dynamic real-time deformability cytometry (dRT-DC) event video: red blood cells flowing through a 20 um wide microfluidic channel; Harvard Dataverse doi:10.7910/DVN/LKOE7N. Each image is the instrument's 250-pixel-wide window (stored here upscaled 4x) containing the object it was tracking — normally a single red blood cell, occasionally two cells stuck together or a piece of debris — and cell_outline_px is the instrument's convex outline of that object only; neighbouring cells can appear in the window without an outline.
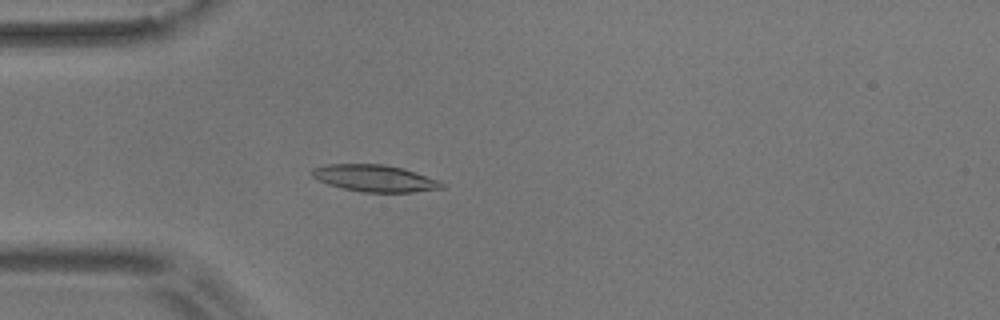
{"species": "common noctule bat (a hibernating species)", "species_latin": "Nyctalus noctula", "temperature_condition": "room temperature", "stored_images_in_passage": 56, "camera_frame_rate_fps": 3000, "um_per_image_px": 0.085, "animal": {"sex": "male", "body_mass_g": 17.9}, "frame": {"image": 1, "passage_image": 16, "time_ms": 5.0, "image_size_px": [1000, 320], "cell_outline_px": [[448, 184], [444, 188], [412, 192], [360, 192], [328, 184], [312, 176], [308, 172], [312, 168], [328, 164], [384, 164], [404, 168], [440, 180]], "centroid_in_image_um": [31.9, 15.15], "position_along_channel_um": 53.1, "area_um2": 20.52}}
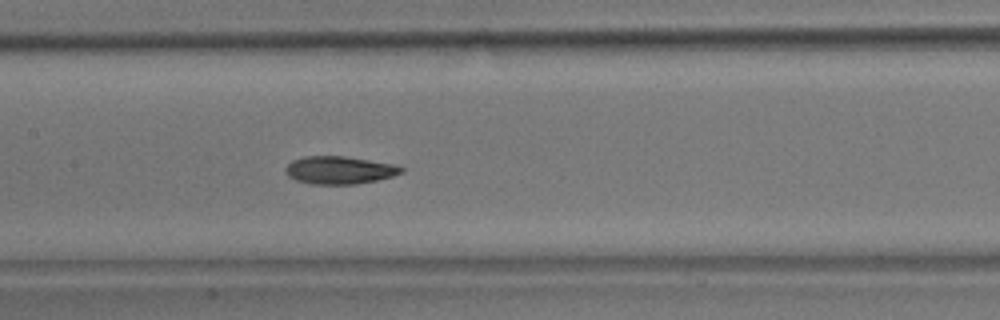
{"frame": {"image": 2, "passage_image": 27, "time_ms": 8.667, "image_size_px": [1000, 320], "cell_outline_px": [[404, 172], [392, 176], [376, 180], [356, 184], [312, 184], [296, 180], [288, 176], [284, 172], [284, 168], [292, 160], [304, 156], [344, 156], [392, 164], [404, 168]], "centroid_in_image_um": [28.81, 14.46], "position_along_channel_um": 178.6, "area_um2": 18.67}}
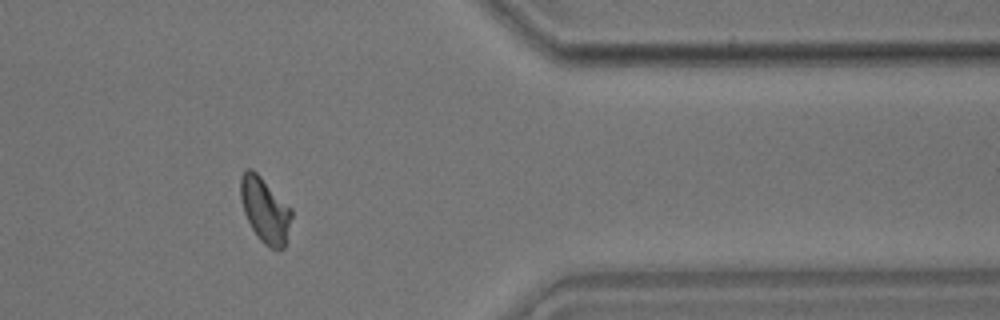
{"frame": {"image": 3, "passage_image": 46, "time_ms": 15.0, "image_size_px": [1000, 320], "cell_outline_px": [[292, 216], [284, 248], [272, 248], [264, 244], [260, 240], [252, 228], [244, 212], [240, 196], [240, 176], [248, 168], [252, 168], [292, 208]], "centroid_in_image_um": [22.52, 17.83], "position_along_channel_um": 388.9, "area_um2": 19.13}, "authors_computed_cell_mechanics": {"area_um2": 19.1607, "velocity_mm_per_s": 3.6246, "shape_relaxation_time_tau1_ms": 4.744, "shape_relaxation_time_tau2_ms": 3.3733, "deformation_change_tau1": 0.1457, "deformation_change_tau2": 0.0922}}